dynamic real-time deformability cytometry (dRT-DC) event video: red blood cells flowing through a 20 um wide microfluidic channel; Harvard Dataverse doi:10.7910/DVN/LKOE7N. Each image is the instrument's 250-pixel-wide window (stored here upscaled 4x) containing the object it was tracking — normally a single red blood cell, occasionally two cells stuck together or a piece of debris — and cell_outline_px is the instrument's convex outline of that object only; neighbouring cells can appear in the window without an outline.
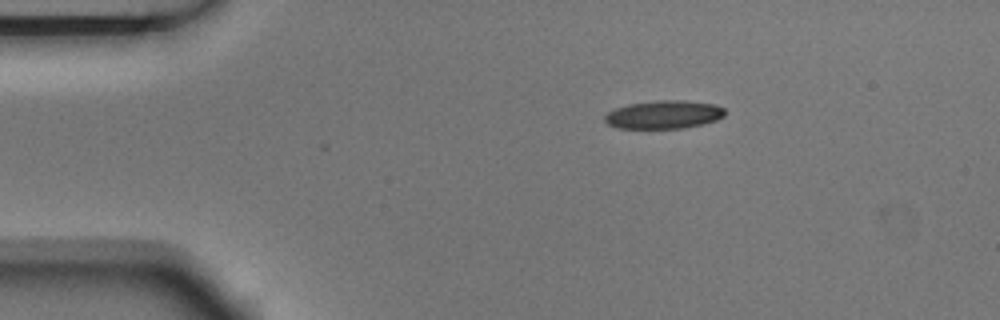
{"species": "Egyptian fruit bat (a non-hibernating species)", "species_latin": "Rousettus aegyptiacus", "temperature_condition": "room temperature", "stored_images_in_passage": 8, "camera_frame_rate_fps": 3000, "um_per_image_px": 0.085, "animal": {"sex": "male"}, "frame": {"image": 1, "passage_image": 1, "time_ms": 0.0, "image_size_px": [1000, 320], "cell_outline_px": [[724, 116], [716, 120], [704, 124], [684, 128], [616, 128], [608, 124], [604, 120], [604, 116], [608, 112], [616, 108], [628, 104], [656, 100], [684, 100], [716, 104], [724, 108]], "centroid_in_image_um": [56.43, 9.74], "position_along_channel_um": 28.6, "area_um2": 19.88}}
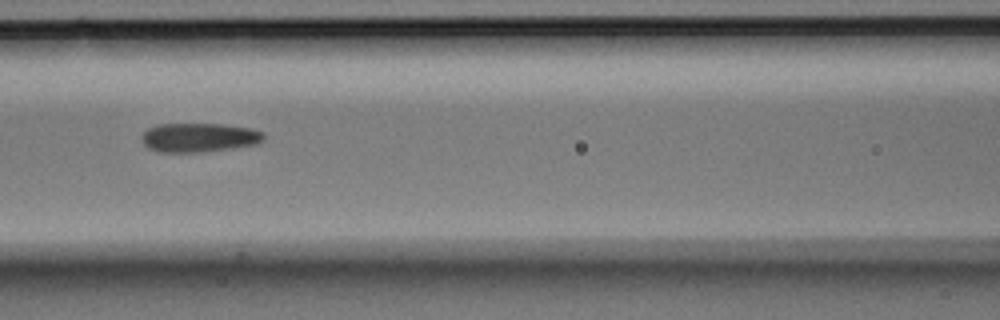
{"frame": {"image": 2, "passage_image": 5, "time_ms": 1.333, "image_size_px": [1000, 320], "cell_outline_px": [[264, 140], [256, 144], [232, 148], [200, 152], [160, 152], [148, 148], [144, 144], [144, 132], [148, 128], [160, 124], [220, 124], [252, 128], [264, 132]], "centroid_in_image_um": [16.96, 11.69], "position_along_channel_um": 149.6, "area_um2": 20.52}}
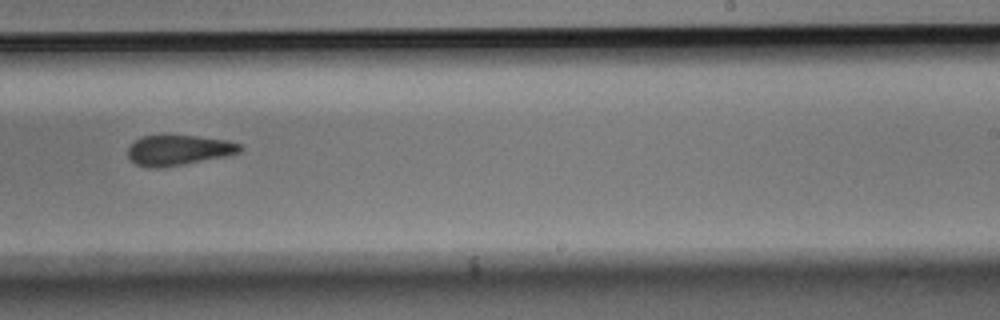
{"frame": {"image": 3, "passage_image": 8, "time_ms": 2.333, "image_size_px": [1000, 320], "cell_outline_px": [[240, 152], [224, 156], [160, 168], [148, 168], [136, 164], [128, 156], [128, 148], [136, 140], [144, 136], [164, 132], [228, 140], [240, 144]], "centroid_in_image_um": [15.12, 12.72], "position_along_channel_um": 273.9, "area_um2": 20.06}}